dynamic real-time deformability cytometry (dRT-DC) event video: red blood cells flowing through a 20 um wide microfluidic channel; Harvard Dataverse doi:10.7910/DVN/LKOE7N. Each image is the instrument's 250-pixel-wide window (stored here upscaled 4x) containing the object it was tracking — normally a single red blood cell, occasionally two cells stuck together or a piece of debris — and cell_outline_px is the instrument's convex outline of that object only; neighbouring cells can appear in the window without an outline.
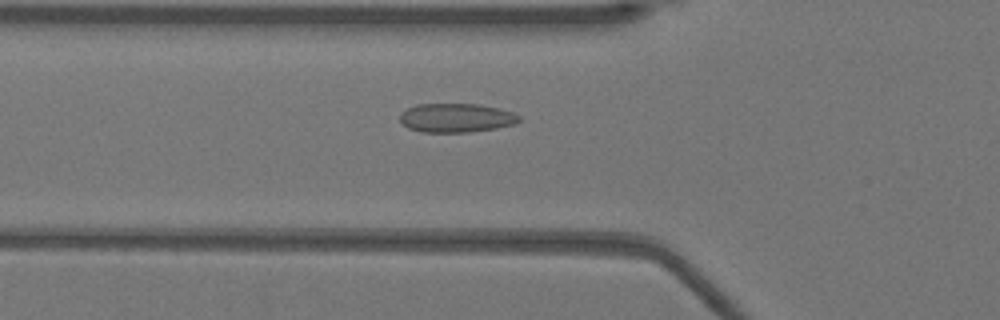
{"species": "Egyptian fruit bat (a non-hibernating species)", "species_latin": "Rousettus aegyptiacus", "temperature_condition": "warm", "stored_images_in_passage": 43, "camera_frame_rate_fps": 3000, "um_per_image_px": 0.085, "animal": {"sex": "female"}, "frame": {"image": 1, "passage_image": 9, "time_ms": 2.667, "image_size_px": [1000, 320], "cell_outline_px": [[520, 120], [516, 124], [496, 128], [468, 132], [424, 132], [408, 128], [400, 120], [400, 112], [416, 104], [480, 104], [500, 108], [512, 112], [520, 116]], "centroid_in_image_um": [38.79, 10.01], "position_along_channel_um": 87.0, "area_um2": 20.17}}
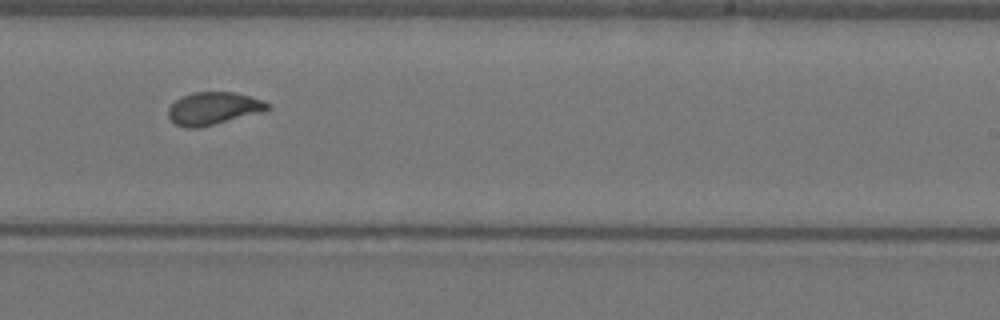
{"frame": {"image": 2, "passage_image": 23, "time_ms": 7.333, "image_size_px": [1000, 320], "cell_outline_px": [[268, 108], [260, 112], [200, 128], [184, 128], [176, 124], [168, 116], [168, 108], [176, 100], [192, 92], [232, 92], [248, 96], [260, 100], [268, 104]], "centroid_in_image_um": [18.07, 9.22], "position_along_channel_um": 270.9, "area_um2": 18.44}}
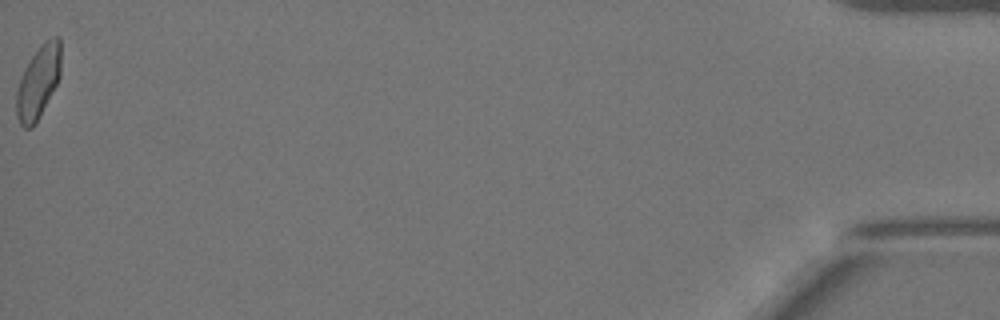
{"frame": {"image": 3, "passage_image": 43, "time_ms": 14.0, "image_size_px": [1000, 320], "cell_outline_px": [[60, 76], [56, 84], [32, 128], [24, 128], [20, 124], [16, 116], [16, 92], [24, 68], [40, 44], [44, 40], [52, 36], [60, 36]], "centroid_in_image_um": [3.24, 6.93], "position_along_channel_um": 432.0, "area_um2": 18.61}, "authors_computed_cell_mechanics": {"area_um2": 18.7272, "velocity_mm_per_s": 3.9274, "shape_relaxation_time_tau1_ms": 7.2422, "shape_relaxation_time_tau2_ms": null, "deformation_change_tau1": 0.1726, "deformation_change_tau2": null}}